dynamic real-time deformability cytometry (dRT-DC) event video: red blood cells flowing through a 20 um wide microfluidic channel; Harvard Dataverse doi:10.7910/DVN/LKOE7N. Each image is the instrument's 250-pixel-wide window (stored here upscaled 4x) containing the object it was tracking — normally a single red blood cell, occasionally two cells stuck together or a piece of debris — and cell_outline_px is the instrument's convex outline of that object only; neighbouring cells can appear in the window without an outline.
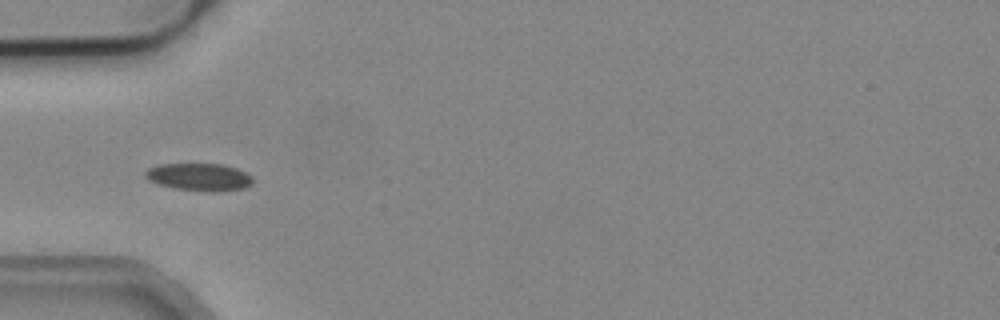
{"species": "common noctule bat (a hibernating species)", "species_latin": "Nyctalus noctula", "temperature_condition": "cold", "stored_images_in_passage": 6, "camera_frame_rate_fps": 3000, "um_per_image_px": 0.085, "animal": {"sex": "male", "body_mass_g": 19.2, "forearm_length_mm": 51.8}, "frame": {"image": 1, "passage_image": 4, "time_ms": 1.0, "image_size_px": [1000, 320], "cell_outline_px": [[252, 184], [244, 188], [176, 188], [156, 184], [148, 180], [144, 176], [144, 172], [148, 168], [160, 164], [220, 164], [236, 168], [252, 176]], "centroid_in_image_um": [16.84, 14.98], "position_along_channel_um": 68.2, "area_um2": 16.18}}